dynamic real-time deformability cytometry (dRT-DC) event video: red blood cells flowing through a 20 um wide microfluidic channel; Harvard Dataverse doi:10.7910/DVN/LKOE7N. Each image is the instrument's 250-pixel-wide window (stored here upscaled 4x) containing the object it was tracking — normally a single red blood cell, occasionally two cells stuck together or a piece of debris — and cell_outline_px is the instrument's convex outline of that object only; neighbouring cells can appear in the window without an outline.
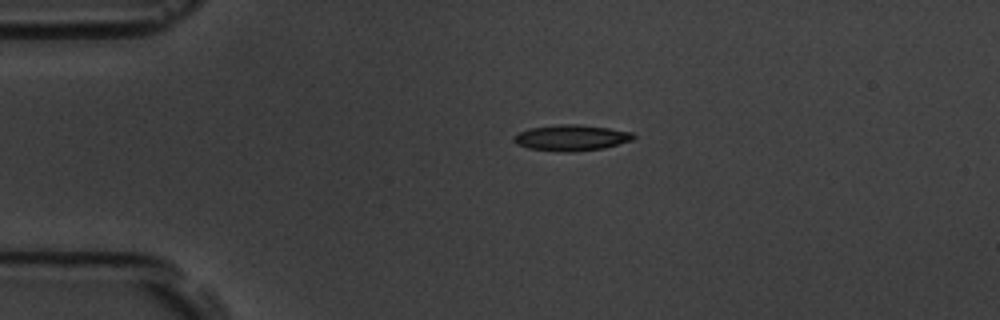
{"species": "common noctule bat (a hibernating species)", "species_latin": "Nyctalus noctula", "temperature_condition": "room temperature", "stored_images_in_passage": 44, "camera_frame_rate_fps": 3000, "um_per_image_px": 0.085, "animal": {"sex": "male", "body_mass_g": 19.5, "forearm_length_mm": 54.6}, "frame": {"image": 1, "passage_image": 1, "time_ms": 0.0, "image_size_px": [1000, 320], "cell_outline_px": [[636, 136], [632, 140], [604, 148], [572, 152], [564, 152], [528, 148], [516, 144], [512, 140], [512, 136], [528, 128], [556, 124], [580, 124], [608, 128], [632, 132]], "centroid_in_image_um": [48.53, 11.7], "position_along_channel_um": 36.5, "area_um2": 18.21}}
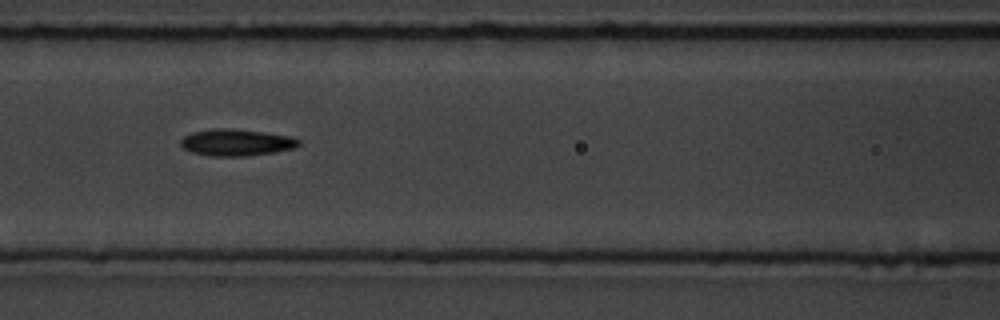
{"frame": {"image": 2, "passage_image": 13, "time_ms": 4.0, "image_size_px": [1000, 320], "cell_outline_px": [[300, 144], [296, 148], [276, 152], [244, 156], [208, 156], [192, 152], [184, 148], [180, 144], [180, 140], [184, 136], [192, 132], [212, 128], [228, 128], [264, 132], [292, 136], [300, 140]], "centroid_in_image_um": [20.11, 12.11], "position_along_channel_um": 146.5, "area_um2": 18.55}}
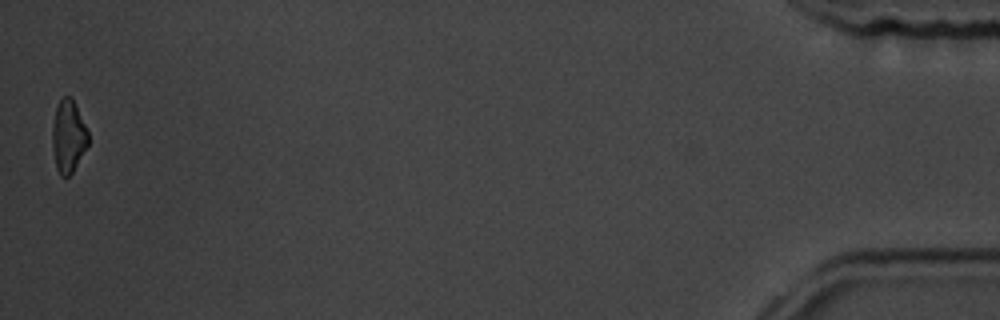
{"frame": {"image": 3, "passage_image": 44, "time_ms": 14.333, "image_size_px": [1000, 320], "cell_outline_px": [[88, 144], [72, 172], [68, 176], [60, 176], [56, 168], [52, 148], [52, 128], [56, 104], [64, 96], [72, 96], [88, 132]], "centroid_in_image_um": [5.78, 11.56], "position_along_channel_um": 429.4, "area_um2": 15.14}, "authors_computed_cell_mechanics": {"area_um2": 17.6001, "velocity_mm_per_s": 3.6654, "shape_relaxation_time_tau1_ms": 3.2498, "shape_relaxation_time_tau2_ms": 5.9161, "deformation_change_tau1": 0.1096, "deformation_change_tau2": 0.1342}}